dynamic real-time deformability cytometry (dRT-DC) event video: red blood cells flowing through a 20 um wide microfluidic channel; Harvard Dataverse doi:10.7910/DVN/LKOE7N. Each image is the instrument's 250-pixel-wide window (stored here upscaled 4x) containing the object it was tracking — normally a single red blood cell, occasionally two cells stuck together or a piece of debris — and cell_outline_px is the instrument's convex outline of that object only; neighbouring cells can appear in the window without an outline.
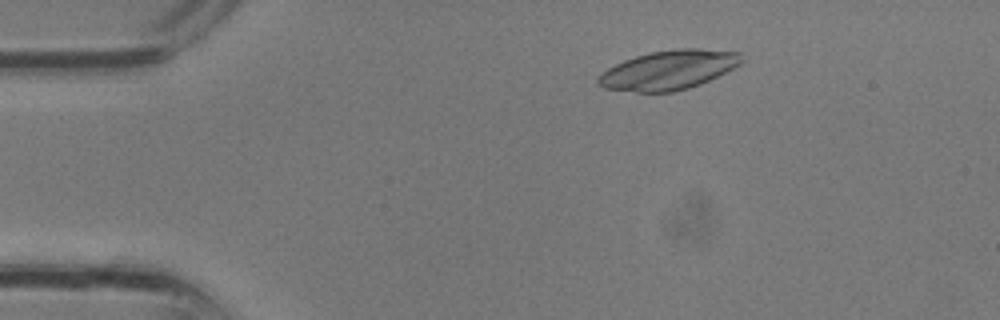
{"species": "common noctule bat (a hibernating species)", "species_latin": "Nyctalus noctula", "temperature_condition": "room temperature", "stored_images_in_passage": 3, "camera_frame_rate_fps": 3000, "um_per_image_px": 0.085, "animal": {"sex": "male", "body_mass_g": 13.3}, "frame": {"image": 1, "passage_image": 2, "time_ms": 0.333, "image_size_px": [1000, 320], "cell_outline_px": [[744, 60], [740, 64], [700, 84], [688, 88], [672, 92], [636, 92], [604, 88], [596, 84], [596, 80], [600, 72], [624, 60], [636, 56], [652, 52], [676, 48], [700, 48], [740, 52]], "centroid_in_image_um": [56.8, 5.94], "position_along_channel_um": 28.2, "area_um2": 32.77}}